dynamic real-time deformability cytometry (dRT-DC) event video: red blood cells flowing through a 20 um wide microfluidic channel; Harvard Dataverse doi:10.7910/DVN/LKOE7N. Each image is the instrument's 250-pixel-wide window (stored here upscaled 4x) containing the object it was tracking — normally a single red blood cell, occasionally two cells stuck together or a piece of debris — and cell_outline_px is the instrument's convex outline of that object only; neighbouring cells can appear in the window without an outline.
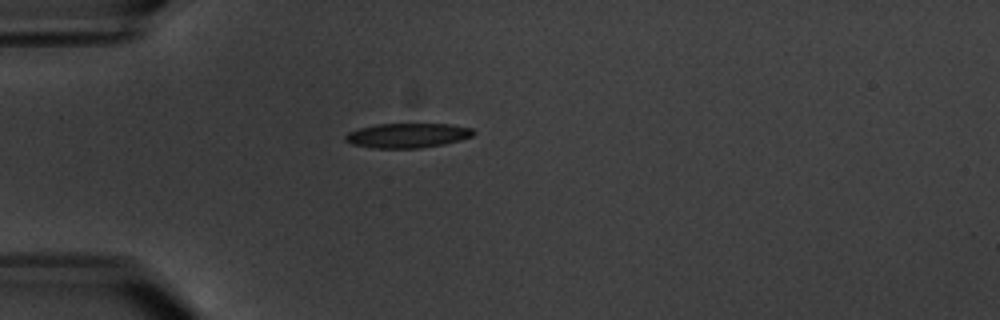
{"species": "common noctule bat (a hibernating species)", "species_latin": "Nyctalus noctula", "temperature_condition": "warm", "stored_images_in_passage": 12, "camera_frame_rate_fps": 3000, "um_per_image_px": 0.085, "animal": {"sex": "male", "body_mass_g": 20.1, "forearm_length_mm": 53.5}, "frame": {"image": 1, "passage_image": 1, "time_ms": 0.0, "image_size_px": [1000, 320], "cell_outline_px": [[476, 132], [472, 136], [460, 140], [444, 144], [420, 148], [372, 148], [352, 144], [344, 140], [344, 136], [348, 132], [360, 128], [376, 124], [452, 124], [472, 128]], "centroid_in_image_um": [34.64, 11.51], "position_along_channel_um": 50.4, "area_um2": 18.44}}
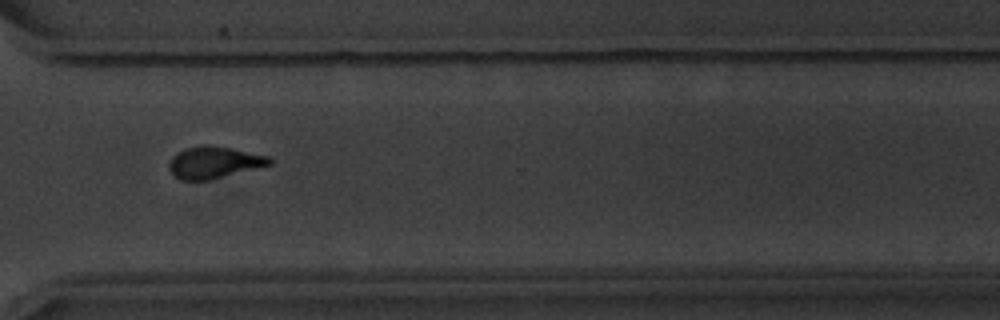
{"frame": {"image": 2, "passage_image": 9, "time_ms": 9.333, "image_size_px": [1000, 320], "cell_outline_px": [[272, 164], [208, 180], [180, 180], [168, 168], [168, 164], [172, 156], [176, 152], [184, 148], [204, 144], [208, 144], [268, 156], [272, 160]], "centroid_in_image_um": [18.14, 13.79], "position_along_channel_um": 352.5, "area_um2": 18.44}}
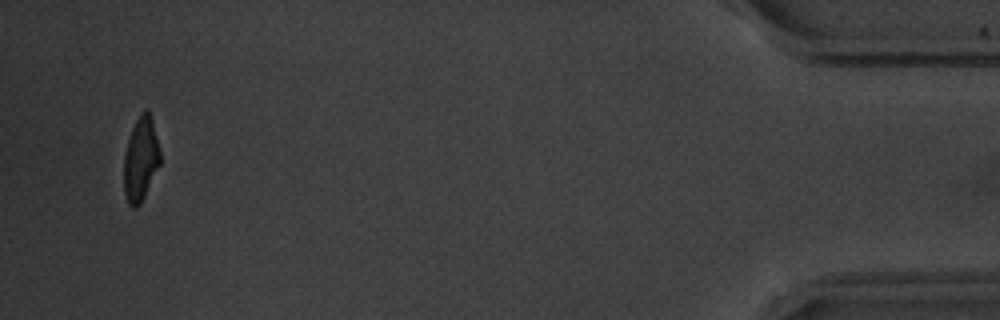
{"frame": {"image": 3, "passage_image": 12, "time_ms": 13.667, "image_size_px": [1000, 320], "cell_outline_px": [[160, 164], [140, 204], [136, 208], [132, 208], [128, 204], [124, 192], [124, 156], [128, 140], [132, 128], [140, 112], [144, 108], [148, 108], [152, 120], [160, 148]], "centroid_in_image_um": [11.96, 13.51], "position_along_channel_um": 423.2, "area_um2": 17.8}, "authors_computed_cell_mechanics": {"area_um2": 18.6405, "velocity_mm_per_s": 3.3839, "shape_relaxation_time_tau1_ms": 3.8276, "shape_relaxation_time_tau2_ms": 1.3014, "deformation_change_tau1": 0.1132, "deformation_change_tau2": 0.0373}}